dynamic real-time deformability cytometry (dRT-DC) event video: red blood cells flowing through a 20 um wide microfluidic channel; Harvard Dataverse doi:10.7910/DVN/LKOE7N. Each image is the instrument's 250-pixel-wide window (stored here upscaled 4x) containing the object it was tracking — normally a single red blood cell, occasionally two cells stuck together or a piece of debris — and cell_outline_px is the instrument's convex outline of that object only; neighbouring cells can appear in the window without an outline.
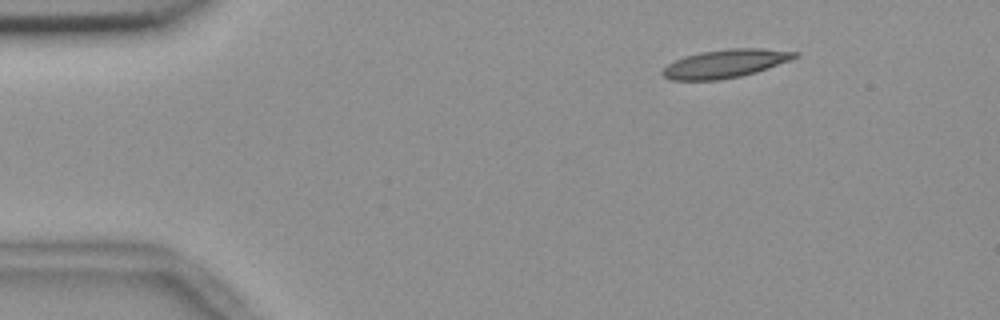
{"species": "common noctule bat (a hibernating species)", "species_latin": "Nyctalus noctula", "temperature_condition": "room temperature", "stored_images_in_passage": 4, "camera_frame_rate_fps": 3000, "um_per_image_px": 0.085, "animal": {"sex": "female", "body_mass_g": 18.4}, "frame": {"image": 1, "passage_image": 1, "time_ms": 0.0, "image_size_px": [1000, 320], "cell_outline_px": [[800, 56], [768, 68], [756, 72], [740, 76], [720, 80], [672, 80], [664, 76], [660, 72], [668, 64], [684, 56], [700, 52], [728, 48], [764, 48], [800, 52]], "centroid_in_image_um": [61.67, 5.4], "position_along_channel_um": 23.3, "area_um2": 21.91}}
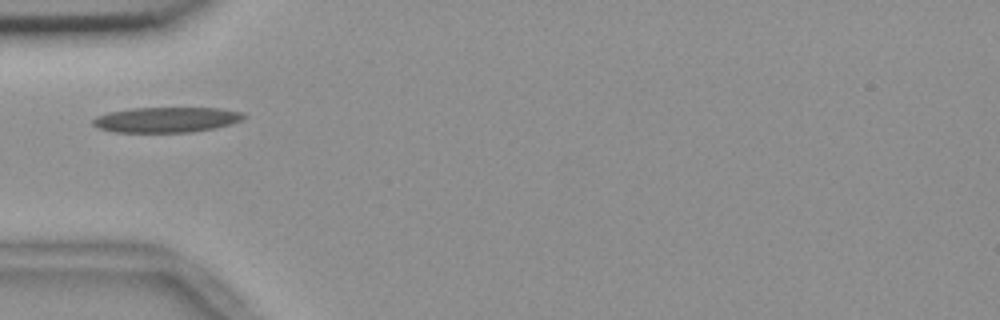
{"frame": {"image": 2, "passage_image": 4, "time_ms": 1.0, "image_size_px": [1000, 320], "cell_outline_px": [[248, 116], [232, 124], [216, 128], [192, 132], [112, 132], [96, 128], [92, 124], [92, 120], [96, 116], [108, 112], [132, 108], [220, 108], [244, 112]], "centroid_in_image_um": [14.15, 10.18], "position_along_channel_um": 70.9, "area_um2": 22.54}}